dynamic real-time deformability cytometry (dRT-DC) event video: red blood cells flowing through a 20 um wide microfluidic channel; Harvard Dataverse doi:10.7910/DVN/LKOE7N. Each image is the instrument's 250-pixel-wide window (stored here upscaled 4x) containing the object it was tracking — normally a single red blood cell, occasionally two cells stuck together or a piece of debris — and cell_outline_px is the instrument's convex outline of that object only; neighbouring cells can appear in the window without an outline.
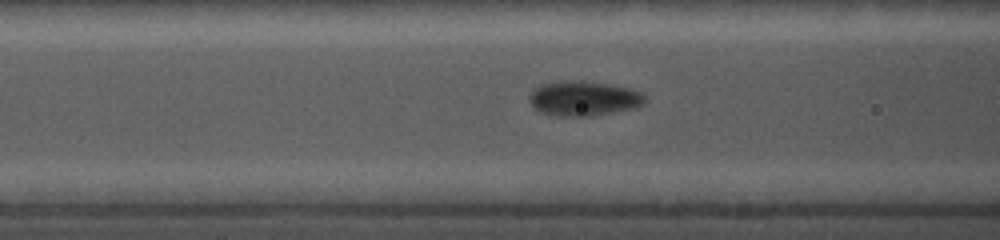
{"species": "common noctule bat (a hibernating species)", "species_latin": "Nyctalus noctula", "temperature_condition": "cold", "stored_images_in_passage": 9, "camera_frame_rate_fps": 5000, "um_per_image_px": 0.085, "animal": {"sex": "female", "body_mass_g": 19.0, "forearm_length_mm": 56.7}, "frame": {"image": 1, "passage_image": 8, "time_ms": 3.4, "image_size_px": [1000, 240], "cell_outline_px": [[644, 104], [636, 108], [592, 116], [552, 116], [536, 112], [528, 100], [532, 92], [540, 84], [560, 80], [608, 84], [628, 88], [640, 92], [644, 96]], "centroid_in_image_um": [49.55, 8.39], "position_along_channel_um": 117.0, "area_um2": 23.47}}